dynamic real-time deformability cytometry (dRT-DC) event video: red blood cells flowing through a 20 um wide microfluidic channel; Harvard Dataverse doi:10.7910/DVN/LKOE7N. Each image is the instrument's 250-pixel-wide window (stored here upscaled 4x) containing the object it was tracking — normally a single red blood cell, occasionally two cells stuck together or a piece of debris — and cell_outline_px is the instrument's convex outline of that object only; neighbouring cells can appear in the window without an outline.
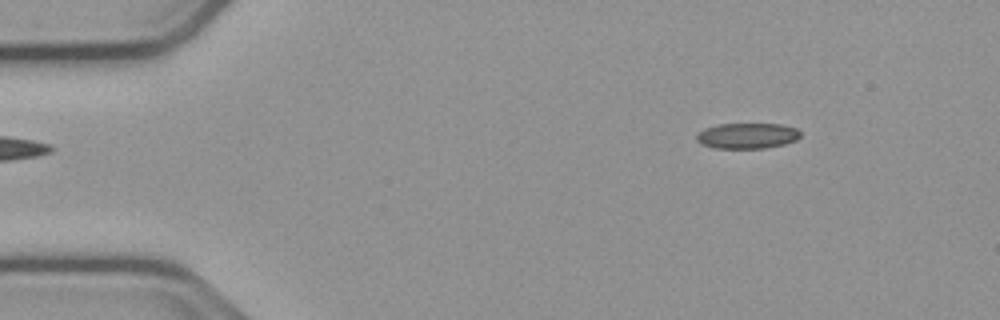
{"species": "common noctule bat (a hibernating species)", "species_latin": "Nyctalus noctula", "temperature_condition": "cold", "stored_images_in_passage": 48, "camera_frame_rate_fps": 3000, "um_per_image_px": 0.085, "animal": {"sex": "male", "body_mass_g": 23.1, "forearm_length_mm": 52.7}, "frame": {"image": 1, "passage_image": 1, "time_ms": 0.0, "image_size_px": [1000, 320], "cell_outline_px": [[800, 136], [796, 140], [784, 144], [764, 148], [712, 148], [700, 144], [696, 140], [696, 136], [704, 128], [716, 124], [780, 124], [796, 128], [800, 132]], "centroid_in_image_um": [63.48, 11.54], "position_along_channel_um": 21.5, "area_um2": 15.55}}
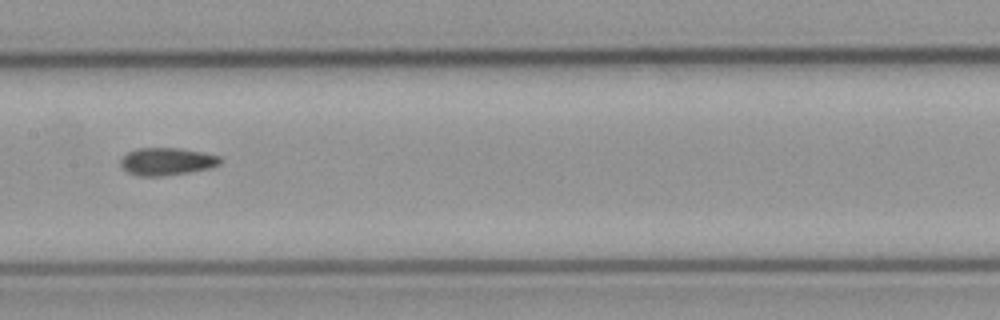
{"frame": {"image": 2, "passage_image": 21, "time_ms": 6.667, "image_size_px": [1000, 320], "cell_outline_px": [[224, 160], [220, 164], [208, 168], [188, 172], [160, 176], [140, 176], [128, 172], [120, 164], [120, 160], [128, 152], [136, 148], [180, 148], [204, 152], [220, 156]], "centroid_in_image_um": [14.21, 13.71], "position_along_channel_um": 193.2, "area_um2": 15.95}}
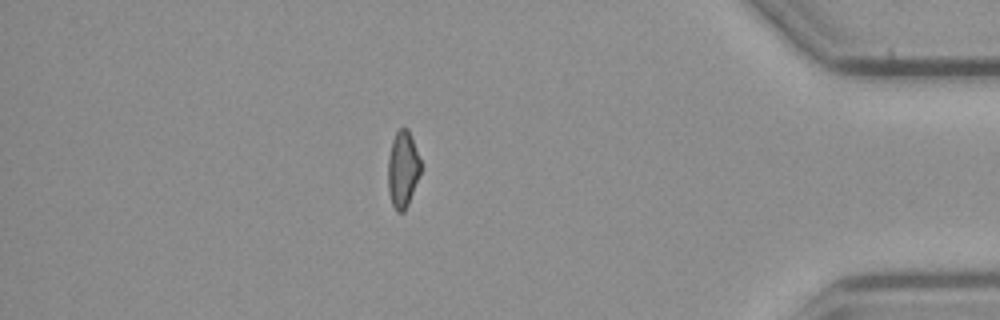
{"frame": {"image": 3, "passage_image": 41, "time_ms": 13.333, "image_size_px": [1000, 320], "cell_outline_px": [[420, 172], [408, 204], [404, 212], [396, 212], [392, 204], [388, 192], [388, 156], [392, 140], [396, 132], [400, 128], [408, 128], [420, 160]], "centroid_in_image_um": [34.21, 14.4], "position_along_channel_um": 401.0, "area_um2": 14.45}, "authors_computed_cell_mechanics": {"area_um2": 15.8372, "velocity_mm_per_s": 3.7623, "shape_relaxation_time_tau1_ms": null, "shape_relaxation_time_tau2_ms": 5.7878, "deformation_change_tau1": null, "deformation_change_tau2": 0.1204}}